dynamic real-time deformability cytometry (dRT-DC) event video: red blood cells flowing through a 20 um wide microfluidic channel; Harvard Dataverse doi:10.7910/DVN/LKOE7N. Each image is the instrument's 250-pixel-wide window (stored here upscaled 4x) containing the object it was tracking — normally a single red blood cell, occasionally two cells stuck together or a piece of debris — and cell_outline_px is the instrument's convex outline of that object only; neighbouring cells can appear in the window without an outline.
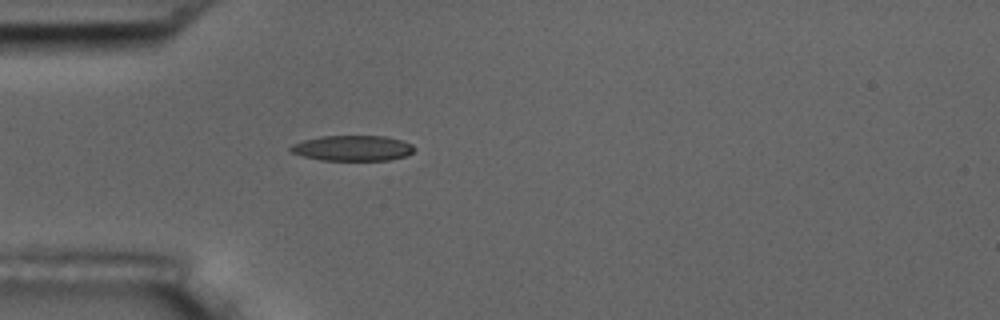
{"species": "common noctule bat (a hibernating species)", "species_latin": "Nyctalus noctula", "temperature_condition": "room temperature", "stored_images_in_passage": 2, "camera_frame_rate_fps": 3000, "um_per_image_px": 0.085, "animal": {"sex": "male", "body_mass_g": 17.5, "forearm_length_mm": 52.3}, "frame": {"image": 1, "passage_image": 2, "time_ms": 0.333, "image_size_px": [1000, 320], "cell_outline_px": [[416, 148], [408, 156], [388, 160], [320, 160], [304, 156], [292, 152], [288, 148], [292, 144], [304, 140], [320, 136], [384, 136], [400, 140], [412, 144]], "centroid_in_image_um": [29.98, 12.59], "position_along_channel_um": 55.0, "area_um2": 18.32}}